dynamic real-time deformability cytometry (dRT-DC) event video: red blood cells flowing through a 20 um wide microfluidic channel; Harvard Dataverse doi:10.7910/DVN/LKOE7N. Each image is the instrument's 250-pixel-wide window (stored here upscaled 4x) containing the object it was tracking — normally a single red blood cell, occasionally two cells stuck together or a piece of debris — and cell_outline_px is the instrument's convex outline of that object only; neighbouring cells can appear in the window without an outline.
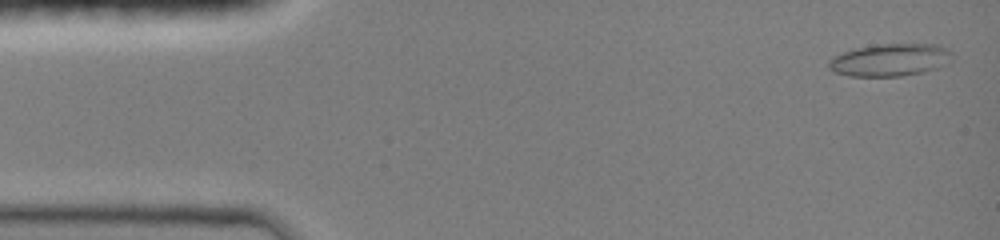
{"species": "common noctule bat (a hibernating species)", "species_latin": "Nyctalus noctula", "temperature_condition": "room temperature", "stored_images_in_passage": 32, "camera_frame_rate_fps": 3000, "um_per_image_px": 0.085, "animal": {"sex": "female", "body_mass_g": 19.0, "forearm_length_mm": 51.5}, "frame": {"image": 1, "passage_image": 2, "time_ms": 0.333, "image_size_px": [1000, 240], "cell_outline_px": [[952, 52], [936, 68], [924, 72], [900, 76], [848, 76], [836, 72], [828, 68], [828, 60], [832, 56], [856, 48], [880, 44], [936, 44], [948, 48]], "centroid_in_image_um": [75.56, 5.09], "position_along_channel_um": 9.4, "area_um2": 22.95}}
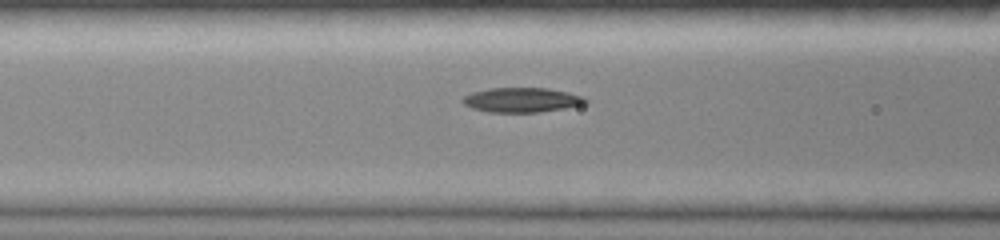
{"frame": {"image": 2, "passage_image": 20, "time_ms": 5.667, "image_size_px": [1000, 240], "cell_outline_px": [[588, 100], [584, 104], [564, 108], [540, 112], [488, 112], [472, 108], [464, 104], [460, 100], [464, 96], [472, 92], [488, 88], [548, 88], [568, 92], [584, 96]], "centroid_in_image_um": [44.34, 8.49], "position_along_channel_um": 122.3, "area_um2": 17.69}}
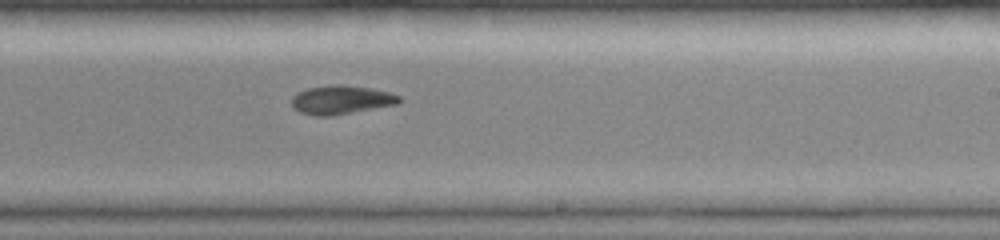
{"frame": {"image": 3, "passage_image": 31, "time_ms": 9.0, "image_size_px": [1000, 240], "cell_outline_px": [[400, 104], [328, 116], [316, 116], [300, 112], [292, 108], [292, 96], [308, 88], [336, 84], [344, 84], [368, 88], [388, 92], [400, 96]], "centroid_in_image_um": [29.0, 8.49], "position_along_channel_um": 260.0, "area_um2": 17.86}}